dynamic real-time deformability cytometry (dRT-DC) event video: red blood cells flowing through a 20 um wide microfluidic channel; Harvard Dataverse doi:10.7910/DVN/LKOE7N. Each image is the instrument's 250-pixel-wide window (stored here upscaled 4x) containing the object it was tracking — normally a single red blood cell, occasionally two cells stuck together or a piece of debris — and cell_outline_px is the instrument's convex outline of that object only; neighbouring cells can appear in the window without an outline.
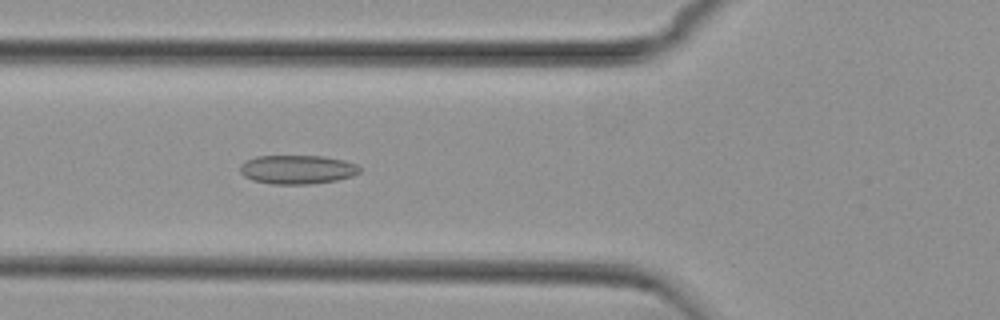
{"species": "common noctule bat (a hibernating species)", "species_latin": "Nyctalus noctula", "temperature_condition": "cold", "stored_images_in_passage": 49, "camera_frame_rate_fps": 3000, "um_per_image_px": 0.085, "animal": {"sex": "female", "body_mass_g": 29.2, "forearm_length_mm": 56.3}, "frame": {"image": 1, "passage_image": 15, "time_ms": 4.667, "image_size_px": [1000, 320], "cell_outline_px": [[360, 172], [352, 176], [336, 180], [312, 184], [272, 184], [252, 180], [244, 176], [240, 172], [240, 164], [256, 156], [324, 156], [344, 160], [356, 164], [360, 168]], "centroid_in_image_um": [25.27, 14.41], "position_along_channel_um": 100.5, "area_um2": 20.17}}
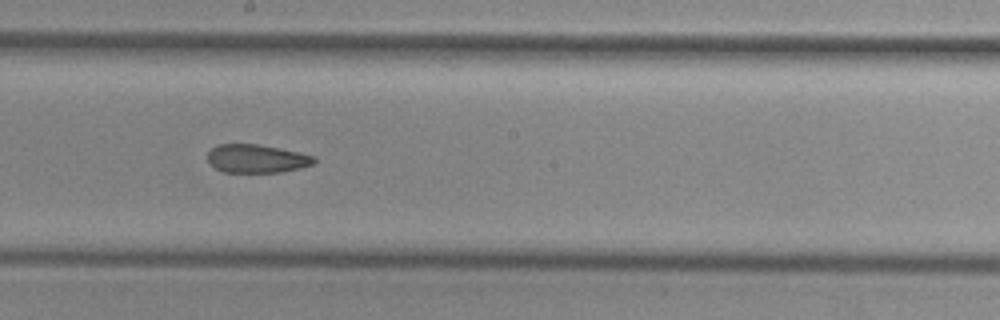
{"frame": {"image": 2, "passage_image": 25, "time_ms": 8.0, "image_size_px": [1000, 320], "cell_outline_px": [[316, 160], [312, 164], [300, 168], [284, 172], [224, 172], [216, 168], [208, 160], [208, 152], [212, 148], [220, 144], [260, 144], [280, 148], [316, 156]], "centroid_in_image_um": [21.85, 13.48], "position_along_channel_um": 226.4, "area_um2": 17.57}}
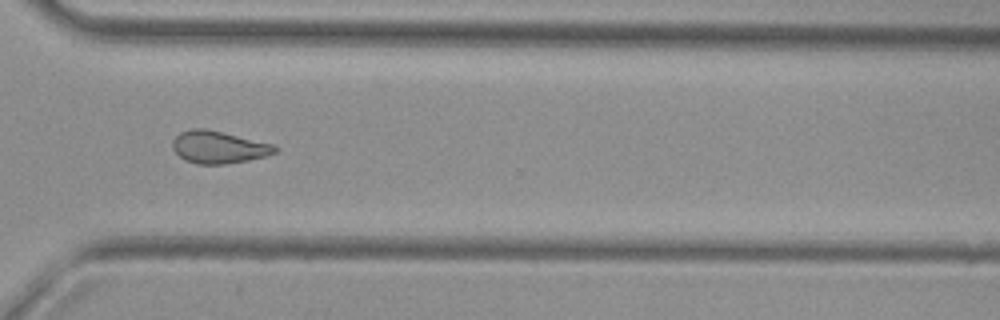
{"frame": {"image": 3, "passage_image": 35, "time_ms": 11.333, "image_size_px": [1000, 320], "cell_outline_px": [[280, 148], [276, 152], [264, 156], [248, 160], [224, 164], [196, 164], [184, 160], [172, 148], [172, 140], [180, 132], [192, 128], [204, 128], [276, 144]], "centroid_in_image_um": [18.59, 12.5], "position_along_channel_um": 352.0, "area_um2": 19.42}, "authors_computed_cell_mechanics": {"area_um2": 19.4208, "velocity_mm_per_s": 3.7666, "shape_relaxation_time_tau1_ms": null, "shape_relaxation_time_tau2_ms": 3.3477, "deformation_change_tau1": null, "deformation_change_tau2": 0.0894}}